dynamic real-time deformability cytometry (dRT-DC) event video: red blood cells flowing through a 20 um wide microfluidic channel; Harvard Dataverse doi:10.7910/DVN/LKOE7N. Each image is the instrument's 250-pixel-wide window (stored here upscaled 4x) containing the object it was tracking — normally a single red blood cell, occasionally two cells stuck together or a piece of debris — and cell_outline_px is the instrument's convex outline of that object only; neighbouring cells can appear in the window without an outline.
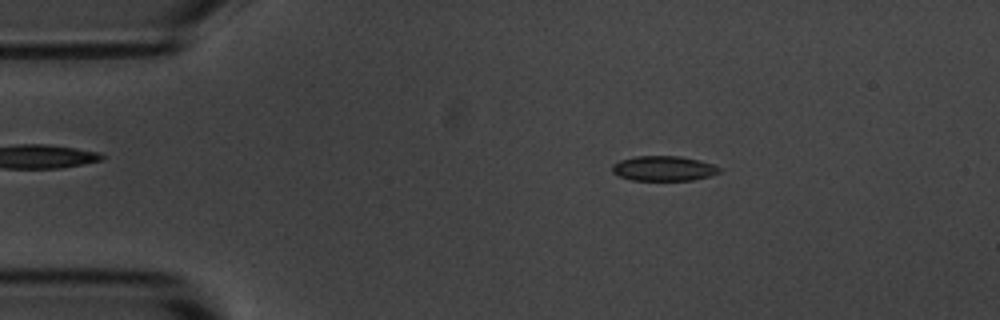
{"species": "common noctule bat (a hibernating species)", "species_latin": "Nyctalus noctula", "temperature_condition": "room temperature", "stored_images_in_passage": 5, "camera_frame_rate_fps": 3000, "um_per_image_px": 0.085, "animal": {"sex": "male", "body_mass_g": 20.1, "forearm_length_mm": 53.5}, "frame": {"image": 1, "passage_image": 3, "time_ms": 2.333, "image_size_px": [1000, 320], "cell_outline_px": [[720, 172], [708, 176], [692, 180], [632, 180], [620, 176], [612, 172], [612, 164], [620, 160], [636, 156], [680, 156], [700, 160], [712, 164], [720, 168]], "centroid_in_image_um": [56.39, 14.31], "position_along_channel_um": 28.6, "area_um2": 15.49}}
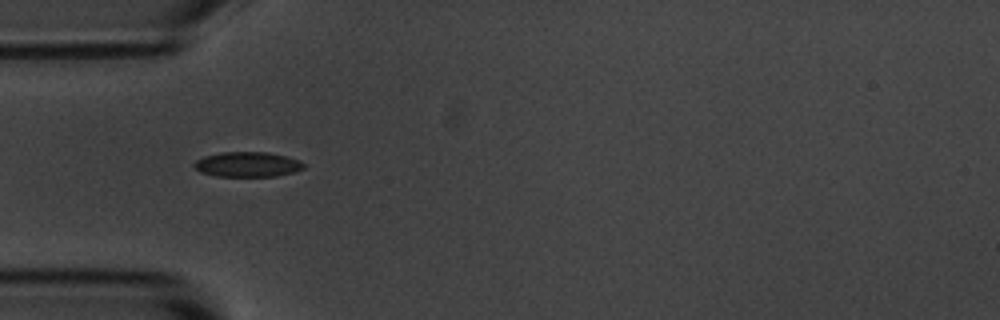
{"frame": {"image": 2, "passage_image": 5, "time_ms": 4.667, "image_size_px": [1000, 320], "cell_outline_px": [[308, 164], [304, 168], [292, 172], [276, 176], [216, 176], [200, 172], [192, 164], [196, 160], [204, 156], [220, 152], [268, 152], [300, 160]], "centroid_in_image_um": [21.04, 13.97], "position_along_channel_um": 64.0, "area_um2": 16.01}}